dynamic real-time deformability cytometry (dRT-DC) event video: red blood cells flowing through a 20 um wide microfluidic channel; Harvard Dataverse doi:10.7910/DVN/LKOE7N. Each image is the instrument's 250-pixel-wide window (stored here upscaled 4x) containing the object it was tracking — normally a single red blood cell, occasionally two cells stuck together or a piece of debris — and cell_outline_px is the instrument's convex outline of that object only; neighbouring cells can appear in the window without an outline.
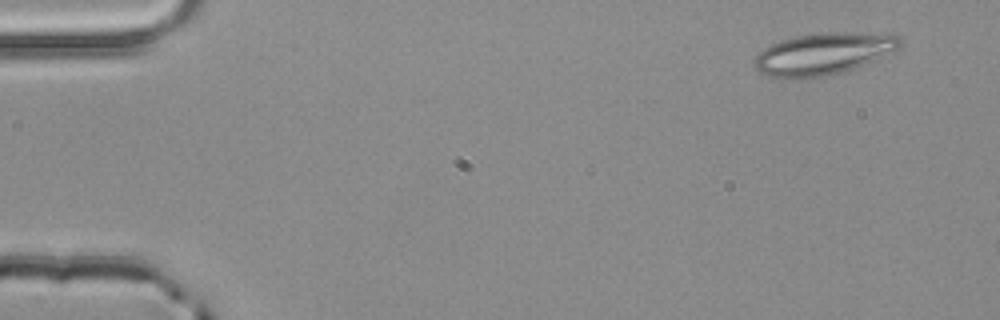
{"species": "common noctule bat (a hibernating species)", "species_latin": "Nyctalus noctula", "temperature_condition": "room temperature", "stored_images_in_passage": 3, "camera_frame_rate_fps": 3000, "um_per_image_px": 0.085, "animal": {"sex": "male", "body_mass_g": 20.4}, "frame": {"image": 1, "passage_image": 1, "time_ms": 0.0, "image_size_px": [1000, 320], "cell_outline_px": [[904, 44], [896, 52], [852, 68], [840, 72], [820, 76], [792, 80], [772, 76], [760, 72], [752, 64], [756, 56], [764, 48], [772, 44], [796, 36], [824, 32], [840, 32], [900, 36]], "centroid_in_image_um": [69.99, 4.58], "position_along_channel_um": 15.0, "area_um2": 35.2}}